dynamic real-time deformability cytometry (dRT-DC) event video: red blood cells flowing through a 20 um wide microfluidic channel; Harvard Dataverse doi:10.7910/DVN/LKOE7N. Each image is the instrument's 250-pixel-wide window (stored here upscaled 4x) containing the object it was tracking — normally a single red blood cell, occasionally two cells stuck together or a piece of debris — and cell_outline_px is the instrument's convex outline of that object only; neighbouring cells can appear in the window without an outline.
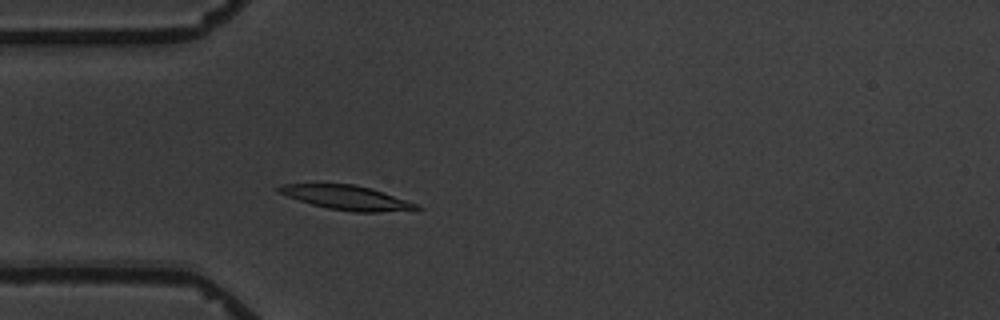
{"species": "common noctule bat (a hibernating species)", "species_latin": "Nyctalus noctula", "temperature_condition": "warm", "stored_images_in_passage": 4, "camera_frame_rate_fps": 3000, "um_per_image_px": 0.085, "animal": {"sex": "male", "body_mass_g": 19.5, "forearm_length_mm": 54.6}, "frame": {"image": 1, "passage_image": 4, "time_ms": 3.333, "image_size_px": [1000, 320], "cell_outline_px": [[424, 208], [376, 212], [352, 212], [328, 208], [312, 204], [276, 192], [276, 188], [280, 184], [352, 184], [372, 188], [416, 204]], "centroid_in_image_um": [29.41, 16.79], "position_along_channel_um": 55.6, "area_um2": 19.13}}